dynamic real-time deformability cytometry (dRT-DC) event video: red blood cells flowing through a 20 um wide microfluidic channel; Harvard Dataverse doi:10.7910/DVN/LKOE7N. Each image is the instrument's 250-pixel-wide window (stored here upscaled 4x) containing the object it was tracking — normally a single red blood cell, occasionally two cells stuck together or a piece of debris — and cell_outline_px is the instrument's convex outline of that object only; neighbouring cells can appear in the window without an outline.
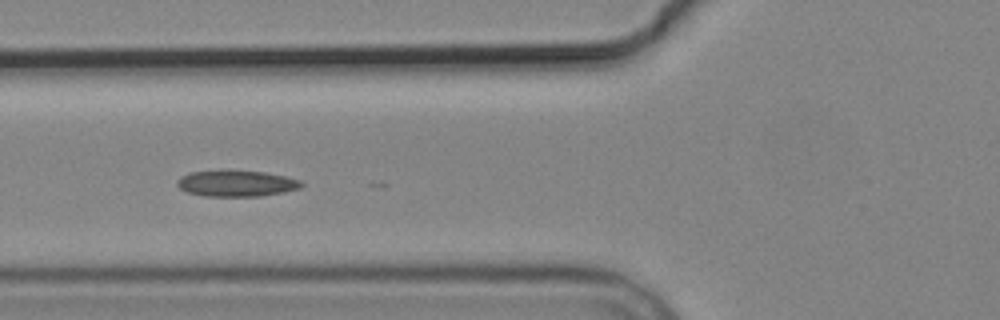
{"species": "common noctule bat (a hibernating species)", "species_latin": "Nyctalus noctula", "temperature_condition": "cold", "stored_images_in_passage": 9, "camera_frame_rate_fps": 3000, "um_per_image_px": 0.085, "animal": {"sex": "male", "body_mass_g": 19.2, "forearm_length_mm": 51.8}, "frame": {"image": 1, "passage_image": 6, "time_ms": 6.0, "image_size_px": [1000, 320], "cell_outline_px": [[304, 184], [300, 188], [284, 192], [260, 196], [204, 196], [188, 192], [180, 188], [176, 184], [176, 180], [180, 176], [188, 172], [264, 172], [284, 176], [300, 180]], "centroid_in_image_um": [20.09, 15.62], "position_along_channel_um": 105.7, "area_um2": 18.44}}
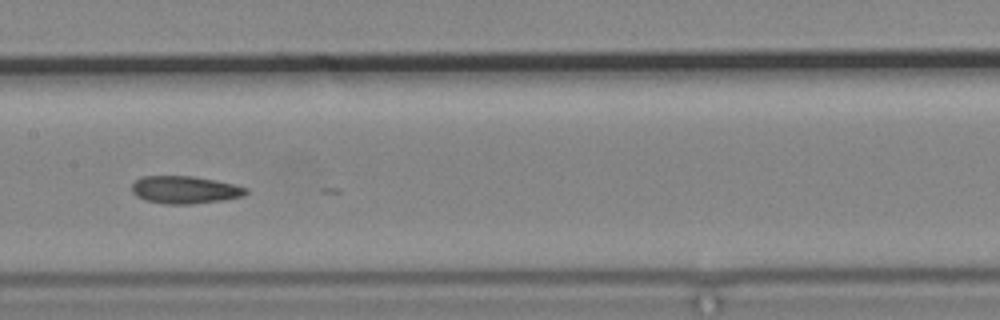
{"frame": {"image": 2, "passage_image": 8, "time_ms": 8.333, "image_size_px": [1000, 320], "cell_outline_px": [[248, 192], [244, 196], [224, 200], [192, 204], [164, 204], [144, 200], [136, 196], [132, 192], [132, 184], [136, 180], [144, 176], [192, 176], [216, 180], [248, 188]], "centroid_in_image_um": [15.72, 16.14], "position_along_channel_um": 191.7, "area_um2": 18.44}}
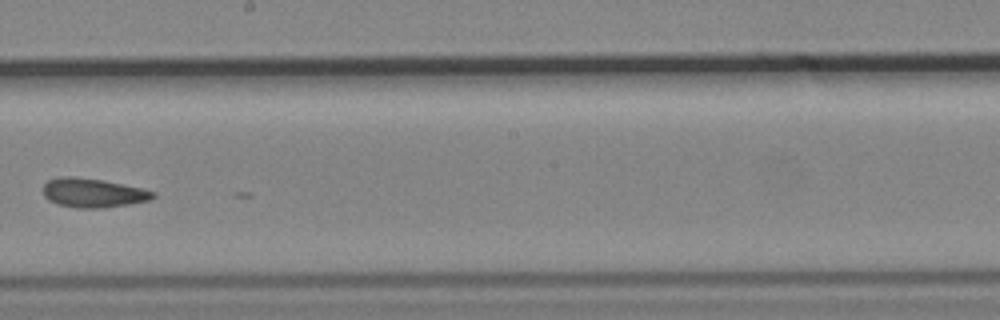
{"frame": {"image": 3, "passage_image": 9, "time_ms": 9.667, "image_size_px": [1000, 320], "cell_outline_px": [[156, 196], [152, 200], [104, 208], [76, 208], [56, 204], [48, 200], [44, 196], [44, 184], [48, 180], [60, 176], [72, 176], [100, 180], [140, 188], [156, 192]], "centroid_in_image_um": [7.89, 16.41], "position_along_channel_um": 240.3, "area_um2": 18.61}}